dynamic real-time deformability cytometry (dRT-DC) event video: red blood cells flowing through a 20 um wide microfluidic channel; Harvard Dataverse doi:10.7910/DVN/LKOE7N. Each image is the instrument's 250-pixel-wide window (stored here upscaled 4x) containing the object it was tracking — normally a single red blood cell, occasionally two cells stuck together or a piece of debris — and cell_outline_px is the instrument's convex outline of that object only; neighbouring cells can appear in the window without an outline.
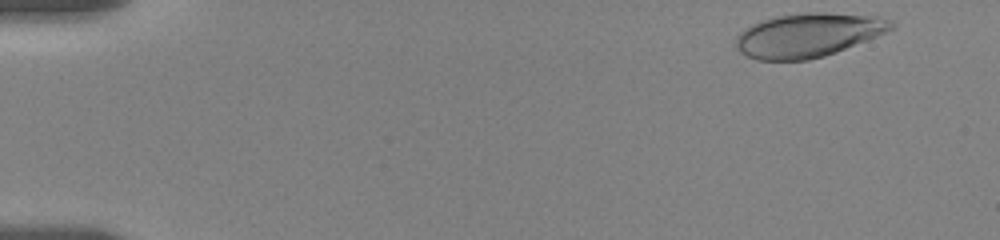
{"species": "human", "species_latin": "Homo sapiens", "temperature_condition": "room temperature", "stored_images_in_passage": 55, "camera_frame_rate_fps": 3000, "um_per_image_px": 0.085, "donor": {"sex": "female"}, "frame": {"image": 1, "passage_image": 2, "time_ms": 0.333, "image_size_px": [1000, 240], "cell_outline_px": [[896, 28], [888, 32], [836, 52], [824, 56], [808, 60], [756, 60], [740, 52], [736, 48], [736, 36], [744, 28], [752, 24], [776, 16], [808, 12], [824, 12], [880, 16], [892, 20], [896, 24]], "centroid_in_image_um": [68.74, 2.98], "position_along_channel_um": 16.3, "area_um2": 40.06}}
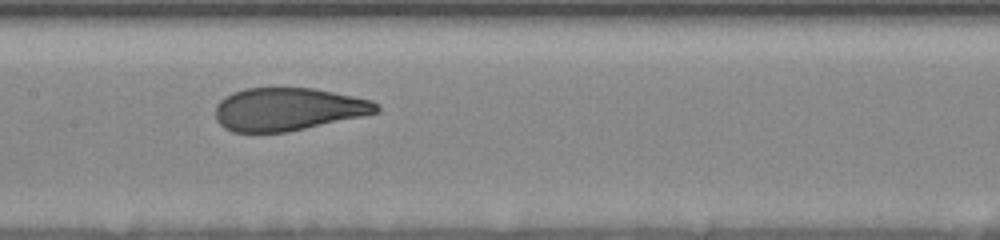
{"frame": {"image": 2, "passage_image": 27, "time_ms": 8.667, "image_size_px": [1000, 240], "cell_outline_px": [[380, 112], [288, 132], [232, 132], [224, 128], [216, 120], [216, 104], [220, 100], [232, 92], [244, 88], [312, 88], [372, 100], [380, 108]], "centroid_in_image_um": [24.45, 9.28], "position_along_channel_um": 183.0, "area_um2": 40.11}}
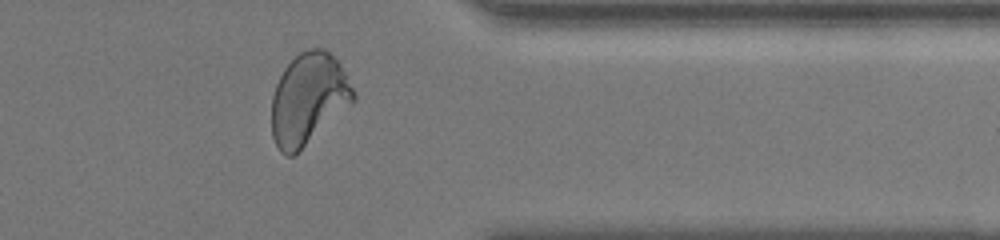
{"frame": {"image": 3, "passage_image": 45, "time_ms": 14.667, "image_size_px": [1000, 240], "cell_outline_px": [[356, 100], [352, 104], [292, 156], [288, 156], [280, 152], [272, 136], [272, 96], [276, 84], [284, 68], [300, 52], [308, 48], [324, 48], [340, 64], [356, 92]], "centroid_in_image_um": [26.22, 8.39], "position_along_channel_um": 385.2, "area_um2": 43.18}, "authors_computed_cell_mechanics": {"area_um2": 41.2692, "velocity_mm_per_s": 3.4926, "shape_relaxation_time_tau1_ms": 4.8408, "shape_relaxation_time_tau2_ms": null, "deformation_change_tau1": 0.1996, "deformation_change_tau2": null}}